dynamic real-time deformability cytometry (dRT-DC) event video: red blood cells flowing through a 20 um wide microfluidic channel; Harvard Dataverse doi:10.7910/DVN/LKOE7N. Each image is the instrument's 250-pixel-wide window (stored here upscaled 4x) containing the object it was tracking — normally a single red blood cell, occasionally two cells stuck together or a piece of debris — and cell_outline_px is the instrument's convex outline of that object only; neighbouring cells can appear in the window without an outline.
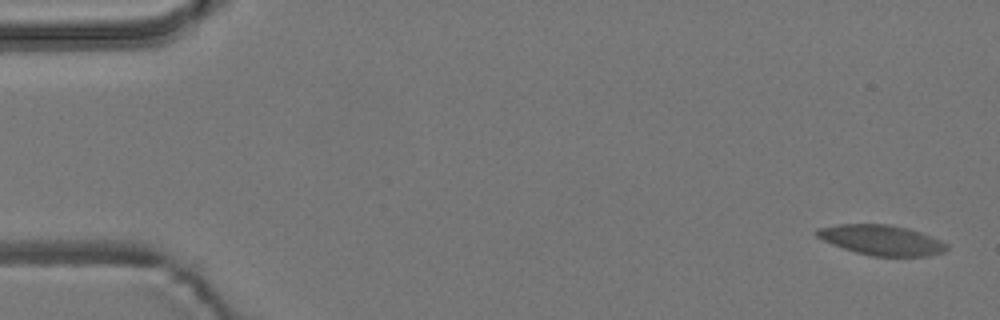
{"species": "common noctule bat (a hibernating species)", "species_latin": "Nyctalus noctula", "temperature_condition": "room temperature", "stored_images_in_passage": 9, "camera_frame_rate_fps": 3000, "um_per_image_px": 0.085, "animal": {"sex": "male", "body_mass_g": 19.2, "forearm_length_mm": 51.8}, "frame": {"image": 1, "passage_image": 1, "time_ms": 0.0, "image_size_px": [1000, 320], "cell_outline_px": [[948, 248], [944, 252], [928, 256], [872, 256], [856, 252], [832, 244], [816, 236], [816, 228], [836, 224], [888, 224], [908, 228], [932, 236], [948, 244]], "centroid_in_image_um": [74.94, 20.4], "position_along_channel_um": 10.1, "area_um2": 22.83}}
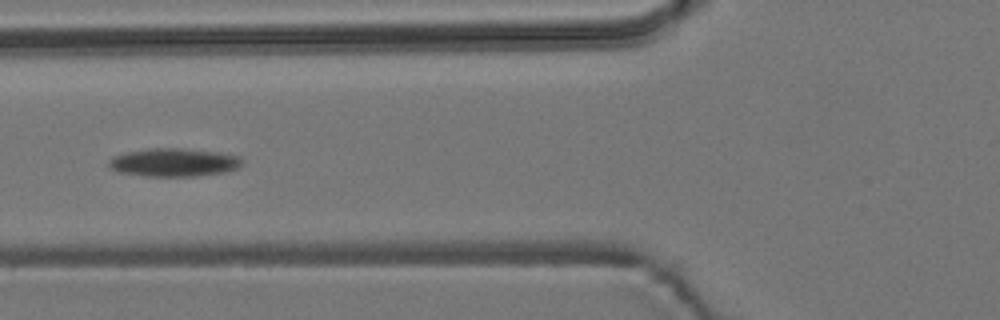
{"frame": {"image": 2, "passage_image": 6, "time_ms": 1.667, "image_size_px": [1000, 320], "cell_outline_px": [[244, 164], [236, 168], [224, 172], [192, 176], [144, 176], [120, 172], [108, 168], [108, 160], [112, 156], [124, 152], [148, 148], [180, 148], [220, 152], [240, 156]], "centroid_in_image_um": [14.74, 13.79], "position_along_channel_um": 111.1, "area_um2": 22.14}}
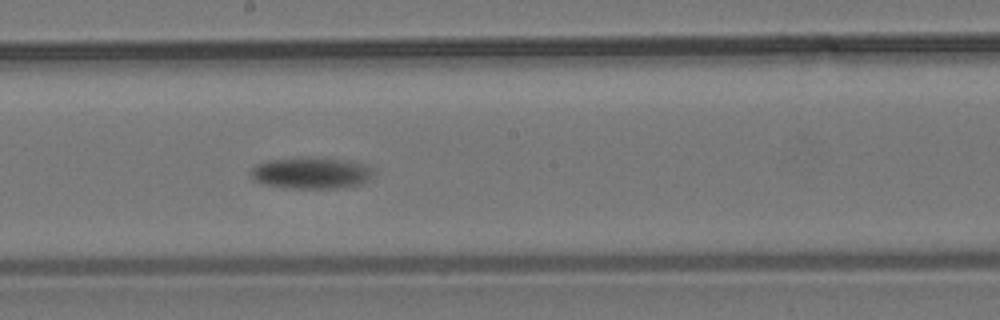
{"frame": {"image": 3, "passage_image": 9, "time_ms": 2.667, "image_size_px": [1000, 320], "cell_outline_px": [[376, 176], [360, 184], [336, 188], [284, 188], [264, 184], [256, 180], [252, 176], [252, 168], [256, 164], [268, 160], [300, 156], [312, 156], [344, 160], [364, 164], [372, 168], [376, 172]], "centroid_in_image_um": [26.49, 14.68], "position_along_channel_um": 221.7, "area_um2": 22.89}}